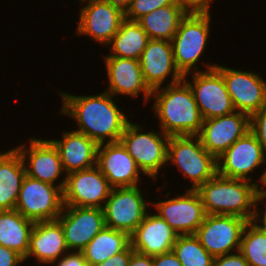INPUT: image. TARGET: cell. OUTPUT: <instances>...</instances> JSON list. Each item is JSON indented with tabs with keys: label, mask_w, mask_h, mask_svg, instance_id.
<instances>
[{
	"label": "cell",
	"mask_w": 266,
	"mask_h": 266,
	"mask_svg": "<svg viewBox=\"0 0 266 266\" xmlns=\"http://www.w3.org/2000/svg\"><path fill=\"white\" fill-rule=\"evenodd\" d=\"M28 144L25 146L24 143L15 147L23 159L26 175L59 186L63 190L67 174L63 168L59 151L53 142L49 139L31 137ZM61 174L65 175V178L56 184L60 176L63 177Z\"/></svg>",
	"instance_id": "15"
},
{
	"label": "cell",
	"mask_w": 266,
	"mask_h": 266,
	"mask_svg": "<svg viewBox=\"0 0 266 266\" xmlns=\"http://www.w3.org/2000/svg\"><path fill=\"white\" fill-rule=\"evenodd\" d=\"M199 193L206 214L231 215L254 221L257 211L255 183L216 174L201 185Z\"/></svg>",
	"instance_id": "3"
},
{
	"label": "cell",
	"mask_w": 266,
	"mask_h": 266,
	"mask_svg": "<svg viewBox=\"0 0 266 266\" xmlns=\"http://www.w3.org/2000/svg\"><path fill=\"white\" fill-rule=\"evenodd\" d=\"M103 59L109 80L106 92L134 98L142 93L144 104L147 101L149 104L152 90L144 80L139 60L105 55Z\"/></svg>",
	"instance_id": "21"
},
{
	"label": "cell",
	"mask_w": 266,
	"mask_h": 266,
	"mask_svg": "<svg viewBox=\"0 0 266 266\" xmlns=\"http://www.w3.org/2000/svg\"><path fill=\"white\" fill-rule=\"evenodd\" d=\"M128 266H153L152 256L139 253L132 248V255Z\"/></svg>",
	"instance_id": "39"
},
{
	"label": "cell",
	"mask_w": 266,
	"mask_h": 266,
	"mask_svg": "<svg viewBox=\"0 0 266 266\" xmlns=\"http://www.w3.org/2000/svg\"><path fill=\"white\" fill-rule=\"evenodd\" d=\"M248 131H250V116L235 111L229 115L203 120L197 136L202 146L217 159Z\"/></svg>",
	"instance_id": "19"
},
{
	"label": "cell",
	"mask_w": 266,
	"mask_h": 266,
	"mask_svg": "<svg viewBox=\"0 0 266 266\" xmlns=\"http://www.w3.org/2000/svg\"><path fill=\"white\" fill-rule=\"evenodd\" d=\"M59 151L66 174L96 166L98 144L76 130L64 131L62 139H50Z\"/></svg>",
	"instance_id": "24"
},
{
	"label": "cell",
	"mask_w": 266,
	"mask_h": 266,
	"mask_svg": "<svg viewBox=\"0 0 266 266\" xmlns=\"http://www.w3.org/2000/svg\"><path fill=\"white\" fill-rule=\"evenodd\" d=\"M78 27L75 35H86L106 46L125 20V11L108 0H80ZM87 3V4H86Z\"/></svg>",
	"instance_id": "10"
},
{
	"label": "cell",
	"mask_w": 266,
	"mask_h": 266,
	"mask_svg": "<svg viewBox=\"0 0 266 266\" xmlns=\"http://www.w3.org/2000/svg\"><path fill=\"white\" fill-rule=\"evenodd\" d=\"M153 266H182L173 251L152 256Z\"/></svg>",
	"instance_id": "38"
},
{
	"label": "cell",
	"mask_w": 266,
	"mask_h": 266,
	"mask_svg": "<svg viewBox=\"0 0 266 266\" xmlns=\"http://www.w3.org/2000/svg\"><path fill=\"white\" fill-rule=\"evenodd\" d=\"M250 131L255 135L266 153V107L250 116Z\"/></svg>",
	"instance_id": "33"
},
{
	"label": "cell",
	"mask_w": 266,
	"mask_h": 266,
	"mask_svg": "<svg viewBox=\"0 0 266 266\" xmlns=\"http://www.w3.org/2000/svg\"><path fill=\"white\" fill-rule=\"evenodd\" d=\"M213 266H248V263L244 256L236 251L235 253L214 257Z\"/></svg>",
	"instance_id": "35"
},
{
	"label": "cell",
	"mask_w": 266,
	"mask_h": 266,
	"mask_svg": "<svg viewBox=\"0 0 266 266\" xmlns=\"http://www.w3.org/2000/svg\"><path fill=\"white\" fill-rule=\"evenodd\" d=\"M24 258L16 251L0 245V266H20Z\"/></svg>",
	"instance_id": "37"
},
{
	"label": "cell",
	"mask_w": 266,
	"mask_h": 266,
	"mask_svg": "<svg viewBox=\"0 0 266 266\" xmlns=\"http://www.w3.org/2000/svg\"><path fill=\"white\" fill-rule=\"evenodd\" d=\"M174 164L190 179L187 189L197 190L217 174V159L201 144L198 136H170L167 145V165Z\"/></svg>",
	"instance_id": "5"
},
{
	"label": "cell",
	"mask_w": 266,
	"mask_h": 266,
	"mask_svg": "<svg viewBox=\"0 0 266 266\" xmlns=\"http://www.w3.org/2000/svg\"><path fill=\"white\" fill-rule=\"evenodd\" d=\"M153 97V98H152ZM154 116L168 136H197L203 124L193 92L184 81L152 90Z\"/></svg>",
	"instance_id": "2"
},
{
	"label": "cell",
	"mask_w": 266,
	"mask_h": 266,
	"mask_svg": "<svg viewBox=\"0 0 266 266\" xmlns=\"http://www.w3.org/2000/svg\"><path fill=\"white\" fill-rule=\"evenodd\" d=\"M150 38L136 21L125 19L117 34L107 44L111 54L106 56L139 60Z\"/></svg>",
	"instance_id": "28"
},
{
	"label": "cell",
	"mask_w": 266,
	"mask_h": 266,
	"mask_svg": "<svg viewBox=\"0 0 266 266\" xmlns=\"http://www.w3.org/2000/svg\"><path fill=\"white\" fill-rule=\"evenodd\" d=\"M175 0H134L129 8L125 11V19L137 21L142 16L161 8L171 5Z\"/></svg>",
	"instance_id": "32"
},
{
	"label": "cell",
	"mask_w": 266,
	"mask_h": 266,
	"mask_svg": "<svg viewBox=\"0 0 266 266\" xmlns=\"http://www.w3.org/2000/svg\"><path fill=\"white\" fill-rule=\"evenodd\" d=\"M34 224L16 209L0 210V245L16 251L25 259Z\"/></svg>",
	"instance_id": "27"
},
{
	"label": "cell",
	"mask_w": 266,
	"mask_h": 266,
	"mask_svg": "<svg viewBox=\"0 0 266 266\" xmlns=\"http://www.w3.org/2000/svg\"><path fill=\"white\" fill-rule=\"evenodd\" d=\"M260 175V178L257 179V182L255 184L256 187V194H266V167L263 169V172ZM261 187V188H260Z\"/></svg>",
	"instance_id": "42"
},
{
	"label": "cell",
	"mask_w": 266,
	"mask_h": 266,
	"mask_svg": "<svg viewBox=\"0 0 266 266\" xmlns=\"http://www.w3.org/2000/svg\"><path fill=\"white\" fill-rule=\"evenodd\" d=\"M189 11L186 5L174 1L171 5L163 6L142 16L136 22L150 39L171 41L182 19Z\"/></svg>",
	"instance_id": "26"
},
{
	"label": "cell",
	"mask_w": 266,
	"mask_h": 266,
	"mask_svg": "<svg viewBox=\"0 0 266 266\" xmlns=\"http://www.w3.org/2000/svg\"><path fill=\"white\" fill-rule=\"evenodd\" d=\"M132 255V246L129 244L123 251L114 254L106 261L92 266H128Z\"/></svg>",
	"instance_id": "36"
},
{
	"label": "cell",
	"mask_w": 266,
	"mask_h": 266,
	"mask_svg": "<svg viewBox=\"0 0 266 266\" xmlns=\"http://www.w3.org/2000/svg\"><path fill=\"white\" fill-rule=\"evenodd\" d=\"M69 252L63 229L57 220L35 222L29 241L28 254L24 261L36 259L40 265H50ZM33 256V257H32Z\"/></svg>",
	"instance_id": "23"
},
{
	"label": "cell",
	"mask_w": 266,
	"mask_h": 266,
	"mask_svg": "<svg viewBox=\"0 0 266 266\" xmlns=\"http://www.w3.org/2000/svg\"><path fill=\"white\" fill-rule=\"evenodd\" d=\"M236 111L249 116L266 107V82L256 72L217 65Z\"/></svg>",
	"instance_id": "16"
},
{
	"label": "cell",
	"mask_w": 266,
	"mask_h": 266,
	"mask_svg": "<svg viewBox=\"0 0 266 266\" xmlns=\"http://www.w3.org/2000/svg\"><path fill=\"white\" fill-rule=\"evenodd\" d=\"M56 220L69 251H81L106 226L102 208L63 206Z\"/></svg>",
	"instance_id": "17"
},
{
	"label": "cell",
	"mask_w": 266,
	"mask_h": 266,
	"mask_svg": "<svg viewBox=\"0 0 266 266\" xmlns=\"http://www.w3.org/2000/svg\"><path fill=\"white\" fill-rule=\"evenodd\" d=\"M112 187L97 166L66 175L63 205L103 208Z\"/></svg>",
	"instance_id": "14"
},
{
	"label": "cell",
	"mask_w": 266,
	"mask_h": 266,
	"mask_svg": "<svg viewBox=\"0 0 266 266\" xmlns=\"http://www.w3.org/2000/svg\"><path fill=\"white\" fill-rule=\"evenodd\" d=\"M211 16L210 7L190 10L171 40L176 67L183 75L202 71L196 64L207 49L211 34Z\"/></svg>",
	"instance_id": "4"
},
{
	"label": "cell",
	"mask_w": 266,
	"mask_h": 266,
	"mask_svg": "<svg viewBox=\"0 0 266 266\" xmlns=\"http://www.w3.org/2000/svg\"><path fill=\"white\" fill-rule=\"evenodd\" d=\"M139 186L112 188L104 206L106 227L126 232L129 236L147 215L151 202L146 200ZM149 202V203H147Z\"/></svg>",
	"instance_id": "9"
},
{
	"label": "cell",
	"mask_w": 266,
	"mask_h": 266,
	"mask_svg": "<svg viewBox=\"0 0 266 266\" xmlns=\"http://www.w3.org/2000/svg\"><path fill=\"white\" fill-rule=\"evenodd\" d=\"M25 175L23 159L15 147L0 152V210L15 209Z\"/></svg>",
	"instance_id": "25"
},
{
	"label": "cell",
	"mask_w": 266,
	"mask_h": 266,
	"mask_svg": "<svg viewBox=\"0 0 266 266\" xmlns=\"http://www.w3.org/2000/svg\"><path fill=\"white\" fill-rule=\"evenodd\" d=\"M142 74L151 90L179 83L184 75L175 64L171 41L150 39L139 59Z\"/></svg>",
	"instance_id": "20"
},
{
	"label": "cell",
	"mask_w": 266,
	"mask_h": 266,
	"mask_svg": "<svg viewBox=\"0 0 266 266\" xmlns=\"http://www.w3.org/2000/svg\"><path fill=\"white\" fill-rule=\"evenodd\" d=\"M186 5L190 10H202L209 8L213 0H175Z\"/></svg>",
	"instance_id": "40"
},
{
	"label": "cell",
	"mask_w": 266,
	"mask_h": 266,
	"mask_svg": "<svg viewBox=\"0 0 266 266\" xmlns=\"http://www.w3.org/2000/svg\"><path fill=\"white\" fill-rule=\"evenodd\" d=\"M248 266H266V227L256 220L246 224L239 247Z\"/></svg>",
	"instance_id": "30"
},
{
	"label": "cell",
	"mask_w": 266,
	"mask_h": 266,
	"mask_svg": "<svg viewBox=\"0 0 266 266\" xmlns=\"http://www.w3.org/2000/svg\"><path fill=\"white\" fill-rule=\"evenodd\" d=\"M151 202L162 217L178 235H195L206 216L202 199L197 190L187 189L182 195L162 201ZM161 200V201H160Z\"/></svg>",
	"instance_id": "13"
},
{
	"label": "cell",
	"mask_w": 266,
	"mask_h": 266,
	"mask_svg": "<svg viewBox=\"0 0 266 266\" xmlns=\"http://www.w3.org/2000/svg\"><path fill=\"white\" fill-rule=\"evenodd\" d=\"M59 186L25 175L15 209L34 222L56 220L63 209Z\"/></svg>",
	"instance_id": "8"
},
{
	"label": "cell",
	"mask_w": 266,
	"mask_h": 266,
	"mask_svg": "<svg viewBox=\"0 0 266 266\" xmlns=\"http://www.w3.org/2000/svg\"><path fill=\"white\" fill-rule=\"evenodd\" d=\"M108 1H111L113 4L126 11L134 0H108Z\"/></svg>",
	"instance_id": "43"
},
{
	"label": "cell",
	"mask_w": 266,
	"mask_h": 266,
	"mask_svg": "<svg viewBox=\"0 0 266 266\" xmlns=\"http://www.w3.org/2000/svg\"><path fill=\"white\" fill-rule=\"evenodd\" d=\"M256 197H257V211H256V218L255 220L260 223V225L266 227V194H256ZM265 199V200H264ZM260 202L264 203V206L265 207L263 210L264 211H260L259 210V204ZM263 216H261L262 214Z\"/></svg>",
	"instance_id": "41"
},
{
	"label": "cell",
	"mask_w": 266,
	"mask_h": 266,
	"mask_svg": "<svg viewBox=\"0 0 266 266\" xmlns=\"http://www.w3.org/2000/svg\"><path fill=\"white\" fill-rule=\"evenodd\" d=\"M178 234L158 214L150 213L130 235L132 248L142 254L155 256L172 251Z\"/></svg>",
	"instance_id": "22"
},
{
	"label": "cell",
	"mask_w": 266,
	"mask_h": 266,
	"mask_svg": "<svg viewBox=\"0 0 266 266\" xmlns=\"http://www.w3.org/2000/svg\"><path fill=\"white\" fill-rule=\"evenodd\" d=\"M130 244V236L123 231L104 227L82 250L89 266L106 261Z\"/></svg>",
	"instance_id": "29"
},
{
	"label": "cell",
	"mask_w": 266,
	"mask_h": 266,
	"mask_svg": "<svg viewBox=\"0 0 266 266\" xmlns=\"http://www.w3.org/2000/svg\"><path fill=\"white\" fill-rule=\"evenodd\" d=\"M53 264L54 266H89L81 251H69L50 265Z\"/></svg>",
	"instance_id": "34"
},
{
	"label": "cell",
	"mask_w": 266,
	"mask_h": 266,
	"mask_svg": "<svg viewBox=\"0 0 266 266\" xmlns=\"http://www.w3.org/2000/svg\"><path fill=\"white\" fill-rule=\"evenodd\" d=\"M172 251L182 266H213L214 257L195 235H178Z\"/></svg>",
	"instance_id": "31"
},
{
	"label": "cell",
	"mask_w": 266,
	"mask_h": 266,
	"mask_svg": "<svg viewBox=\"0 0 266 266\" xmlns=\"http://www.w3.org/2000/svg\"><path fill=\"white\" fill-rule=\"evenodd\" d=\"M142 124L129 121L120 142L135 160L144 175L158 180L160 171L167 165V145L170 136L161 132L143 131Z\"/></svg>",
	"instance_id": "6"
},
{
	"label": "cell",
	"mask_w": 266,
	"mask_h": 266,
	"mask_svg": "<svg viewBox=\"0 0 266 266\" xmlns=\"http://www.w3.org/2000/svg\"><path fill=\"white\" fill-rule=\"evenodd\" d=\"M206 66V67H205ZM217 64L206 63L203 71L188 73L183 80L191 88L203 120L234 113L236 110ZM191 76L189 81L187 77Z\"/></svg>",
	"instance_id": "7"
},
{
	"label": "cell",
	"mask_w": 266,
	"mask_h": 266,
	"mask_svg": "<svg viewBox=\"0 0 266 266\" xmlns=\"http://www.w3.org/2000/svg\"><path fill=\"white\" fill-rule=\"evenodd\" d=\"M96 166L112 188L140 185L143 172L120 141L98 145Z\"/></svg>",
	"instance_id": "18"
},
{
	"label": "cell",
	"mask_w": 266,
	"mask_h": 266,
	"mask_svg": "<svg viewBox=\"0 0 266 266\" xmlns=\"http://www.w3.org/2000/svg\"><path fill=\"white\" fill-rule=\"evenodd\" d=\"M62 98V115L74 118L76 131L85 134L98 145L119 142L130 121L106 91L97 95H73L57 90ZM79 127V128H78Z\"/></svg>",
	"instance_id": "1"
},
{
	"label": "cell",
	"mask_w": 266,
	"mask_h": 266,
	"mask_svg": "<svg viewBox=\"0 0 266 266\" xmlns=\"http://www.w3.org/2000/svg\"><path fill=\"white\" fill-rule=\"evenodd\" d=\"M247 223L248 220L237 216L206 214L195 236L213 257L226 255L239 251Z\"/></svg>",
	"instance_id": "11"
},
{
	"label": "cell",
	"mask_w": 266,
	"mask_h": 266,
	"mask_svg": "<svg viewBox=\"0 0 266 266\" xmlns=\"http://www.w3.org/2000/svg\"><path fill=\"white\" fill-rule=\"evenodd\" d=\"M266 153L255 135L248 131L217 158V174L230 179L253 181L250 173L265 165Z\"/></svg>",
	"instance_id": "12"
}]
</instances>
